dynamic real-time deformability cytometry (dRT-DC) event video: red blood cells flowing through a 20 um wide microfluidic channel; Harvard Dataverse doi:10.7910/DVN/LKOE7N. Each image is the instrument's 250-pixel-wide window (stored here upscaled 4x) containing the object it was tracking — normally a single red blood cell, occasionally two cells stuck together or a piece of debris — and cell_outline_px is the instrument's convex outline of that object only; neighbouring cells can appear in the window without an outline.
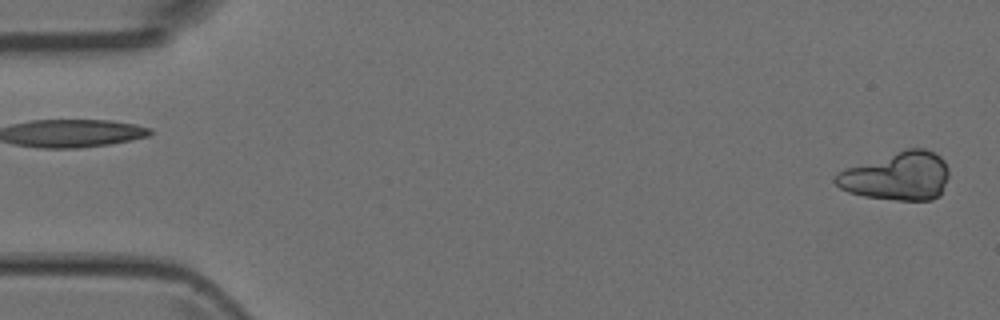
{"species": "Egyptian fruit bat (a non-hibernating species)", "species_latin": "Rousettus aegyptiacus", "temperature_condition": "room temperature", "stored_images_in_passage": 50, "camera_frame_rate_fps": 3000, "um_per_image_px": 0.085, "animal": {"sex": "female"}, "frame": {"image": 1, "passage_image": 1, "time_ms": 0.0, "image_size_px": [1000, 320], "cell_outline_px": [[948, 176], [940, 196], [932, 200], [896, 200], [864, 196], [848, 192], [840, 188], [832, 180], [840, 172], [848, 168], [904, 148], [924, 148], [940, 156], [944, 160], [948, 168]], "centroid_in_image_um": [76.28, 14.97], "position_along_channel_um": 8.7, "area_um2": 31.85}}
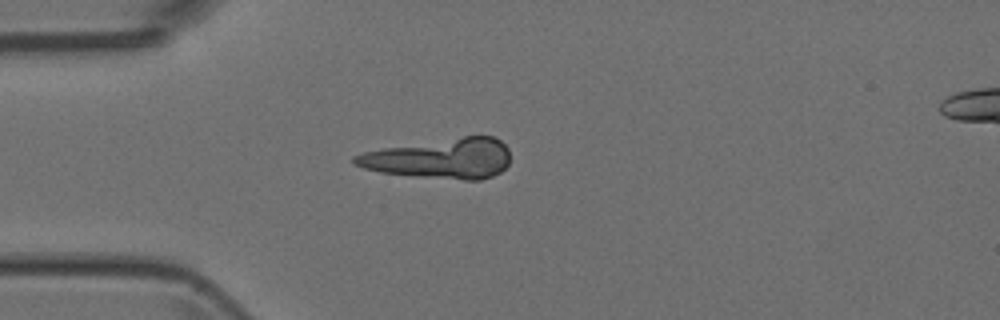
{"frame": {"image": 2, "passage_image": 13, "time_ms": 4.0, "image_size_px": [1000, 320], "cell_outline_px": [[508, 164], [500, 172], [492, 176], [480, 180], [464, 180], [380, 172], [364, 168], [352, 164], [352, 156], [364, 152], [384, 148], [464, 136], [492, 136], [500, 140], [508, 148]], "centroid_in_image_um": [37.44, 13.47], "position_along_channel_um": 47.6, "area_um2": 35.95}}